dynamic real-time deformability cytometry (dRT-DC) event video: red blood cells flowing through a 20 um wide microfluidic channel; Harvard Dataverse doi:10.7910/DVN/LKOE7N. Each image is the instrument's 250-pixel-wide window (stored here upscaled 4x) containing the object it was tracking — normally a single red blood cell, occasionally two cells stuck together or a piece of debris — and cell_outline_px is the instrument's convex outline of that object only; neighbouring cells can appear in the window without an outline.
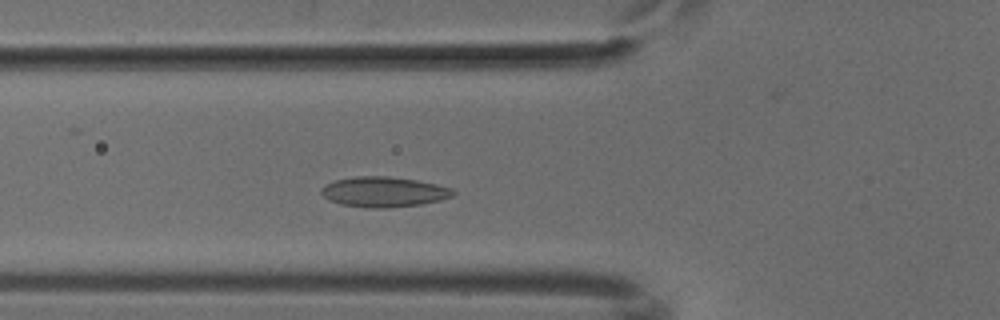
{"species": "common noctule bat (a hibernating species)", "species_latin": "Nyctalus noctula", "temperature_condition": "cold", "stored_images_in_passage": 46, "camera_frame_rate_fps": 3000, "um_per_image_px": 0.085, "animal": {"sex": "male", "body_mass_g": 18.8}, "frame": {"image": 1, "passage_image": 12, "time_ms": 3.667, "image_size_px": [1000, 320], "cell_outline_px": [[456, 192], [452, 196], [440, 200], [420, 204], [388, 208], [372, 208], [340, 204], [328, 200], [320, 192], [324, 184], [332, 180], [356, 176], [388, 176], [416, 180], [436, 184], [452, 188]], "centroid_in_image_um": [32.59, 16.3], "position_along_channel_um": 93.2, "area_um2": 23.29}}
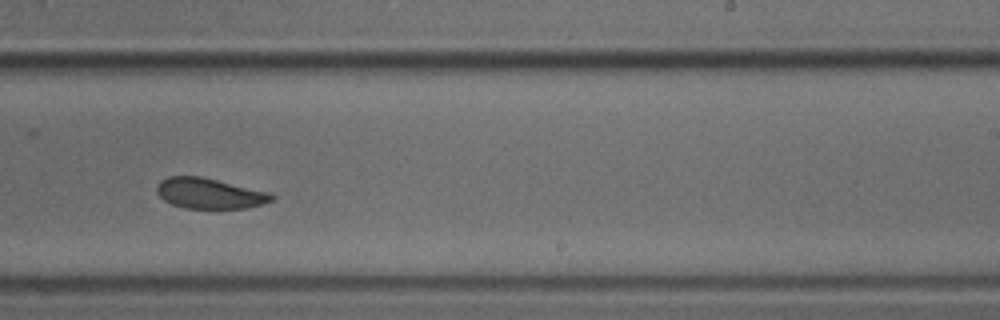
{"frame": {"image": 2, "passage_image": 26, "time_ms": 8.333, "image_size_px": [1000, 320], "cell_outline_px": [[276, 196], [272, 200], [248, 208], [184, 208], [172, 204], [164, 200], [156, 192], [156, 184], [160, 180], [168, 176], [200, 176], [268, 192]], "centroid_in_image_um": [17.75, 16.43], "position_along_channel_um": 271.2, "area_um2": 20.29}}
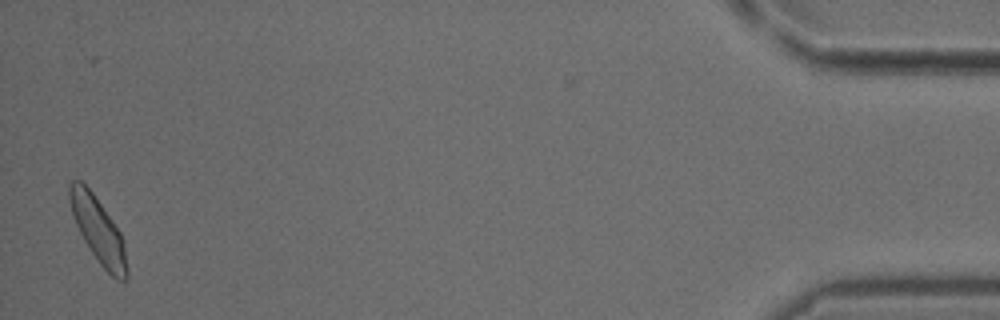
{"frame": {"image": 3, "passage_image": 45, "time_ms": 14.667, "image_size_px": [1000, 320], "cell_outline_px": [[128, 276], [124, 280], [116, 280], [100, 264], [84, 240], [76, 224], [68, 200], [68, 184], [72, 180], [80, 180], [92, 192], [112, 220], [120, 232], [124, 240], [128, 268]], "centroid_in_image_um": [8.35, 19.57], "position_along_channel_um": 426.8, "area_um2": 21.68}}